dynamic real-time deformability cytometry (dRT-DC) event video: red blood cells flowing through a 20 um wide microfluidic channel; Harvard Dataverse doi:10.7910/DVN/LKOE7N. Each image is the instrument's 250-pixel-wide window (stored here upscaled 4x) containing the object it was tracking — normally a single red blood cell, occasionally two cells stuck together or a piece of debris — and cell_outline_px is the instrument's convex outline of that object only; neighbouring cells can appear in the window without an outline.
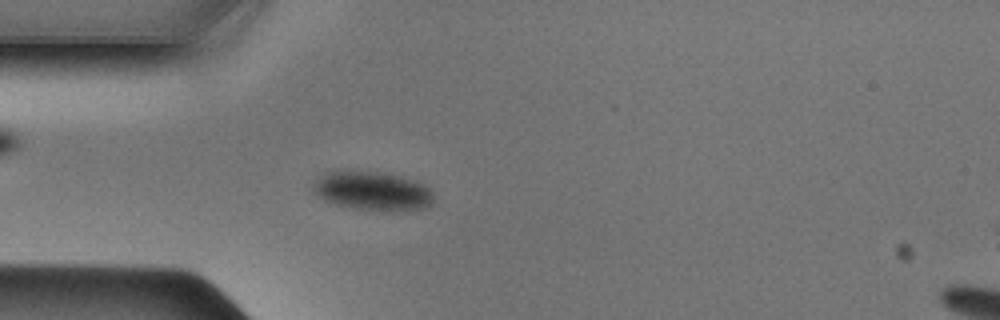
{"species": "Egyptian fruit bat (a non-hibernating species)", "species_latin": "Rousettus aegyptiacus", "temperature_condition": "cold", "stored_images_in_passage": 42, "camera_frame_rate_fps": 3000, "um_per_image_px": 0.085, "animal": {"sex": "male"}, "frame": {"image": 1, "passage_image": 7, "time_ms": 2.0, "image_size_px": [1000, 320], "cell_outline_px": [[432, 204], [424, 208], [400, 212], [388, 212], [352, 208], [336, 204], [324, 200], [312, 192], [312, 184], [324, 172], [344, 168], [384, 172], [416, 180], [432, 188]], "centroid_in_image_um": [31.64, 16.21], "position_along_channel_um": 53.4, "area_um2": 28.55}}
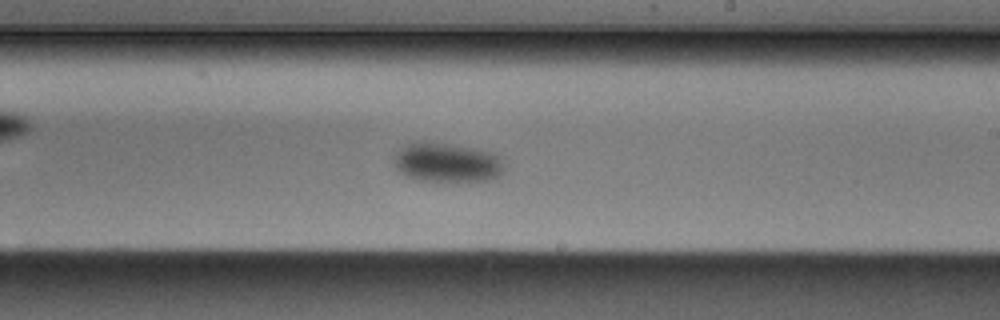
{"frame": {"image": 2, "passage_image": 22, "time_ms": 7.0, "image_size_px": [1000, 320], "cell_outline_px": [[508, 164], [504, 172], [488, 180], [416, 180], [404, 176], [392, 164], [392, 156], [396, 152], [408, 144], [416, 140], [448, 144], [472, 148], [492, 152], [504, 156]], "centroid_in_image_um": [38.01, 13.79], "position_along_channel_um": 251.0, "area_um2": 25.72}}
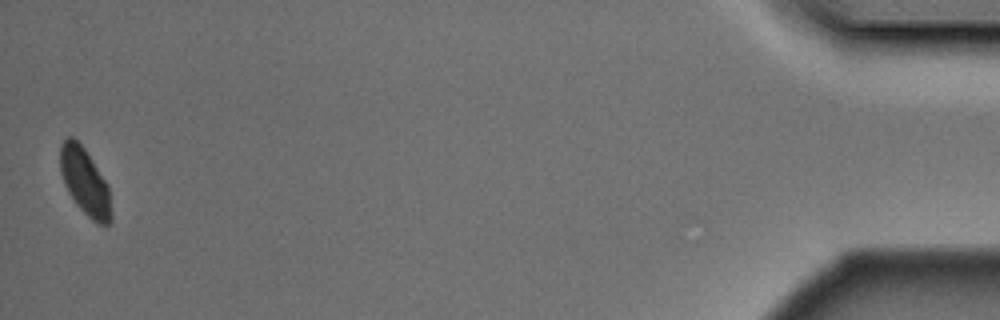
{"frame": {"image": 3, "passage_image": 42, "time_ms": 13.667, "image_size_px": [1000, 320], "cell_outline_px": [[112, 220], [108, 224], [96, 224], [76, 204], [68, 192], [64, 184], [60, 172], [60, 144], [68, 136], [72, 136], [84, 148], [108, 184], [112, 212]], "centroid_in_image_um": [7.22, 15.46], "position_along_channel_um": 428.0, "area_um2": 19.94}}